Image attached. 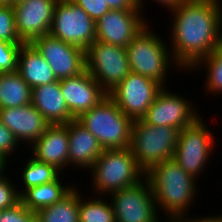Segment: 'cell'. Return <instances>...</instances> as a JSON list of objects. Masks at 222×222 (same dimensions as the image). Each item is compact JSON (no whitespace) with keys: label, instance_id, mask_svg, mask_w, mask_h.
Listing matches in <instances>:
<instances>
[{"label":"cell","instance_id":"cell-10","mask_svg":"<svg viewBox=\"0 0 222 222\" xmlns=\"http://www.w3.org/2000/svg\"><path fill=\"white\" fill-rule=\"evenodd\" d=\"M116 222H160L154 194L144 177L137 184L108 194Z\"/></svg>","mask_w":222,"mask_h":222},{"label":"cell","instance_id":"cell-40","mask_svg":"<svg viewBox=\"0 0 222 222\" xmlns=\"http://www.w3.org/2000/svg\"><path fill=\"white\" fill-rule=\"evenodd\" d=\"M0 5H10V0H0Z\"/></svg>","mask_w":222,"mask_h":222},{"label":"cell","instance_id":"cell-8","mask_svg":"<svg viewBox=\"0 0 222 222\" xmlns=\"http://www.w3.org/2000/svg\"><path fill=\"white\" fill-rule=\"evenodd\" d=\"M49 34L86 51L96 41V21L71 0H58Z\"/></svg>","mask_w":222,"mask_h":222},{"label":"cell","instance_id":"cell-19","mask_svg":"<svg viewBox=\"0 0 222 222\" xmlns=\"http://www.w3.org/2000/svg\"><path fill=\"white\" fill-rule=\"evenodd\" d=\"M69 154L68 166L76 169L86 168L94 164L103 152L98 139L88 131L77 119L68 122Z\"/></svg>","mask_w":222,"mask_h":222},{"label":"cell","instance_id":"cell-31","mask_svg":"<svg viewBox=\"0 0 222 222\" xmlns=\"http://www.w3.org/2000/svg\"><path fill=\"white\" fill-rule=\"evenodd\" d=\"M35 215L20 201L11 208L1 210L0 222H30Z\"/></svg>","mask_w":222,"mask_h":222},{"label":"cell","instance_id":"cell-18","mask_svg":"<svg viewBox=\"0 0 222 222\" xmlns=\"http://www.w3.org/2000/svg\"><path fill=\"white\" fill-rule=\"evenodd\" d=\"M29 148H32V157L35 160L53 165L62 172L64 167L68 168V123L50 124Z\"/></svg>","mask_w":222,"mask_h":222},{"label":"cell","instance_id":"cell-17","mask_svg":"<svg viewBox=\"0 0 222 222\" xmlns=\"http://www.w3.org/2000/svg\"><path fill=\"white\" fill-rule=\"evenodd\" d=\"M0 120L19 143L27 142L29 146L39 139L50 125L32 104L0 109Z\"/></svg>","mask_w":222,"mask_h":222},{"label":"cell","instance_id":"cell-30","mask_svg":"<svg viewBox=\"0 0 222 222\" xmlns=\"http://www.w3.org/2000/svg\"><path fill=\"white\" fill-rule=\"evenodd\" d=\"M7 174H0V210L11 208L21 201L16 184L12 183ZM10 180V181H9Z\"/></svg>","mask_w":222,"mask_h":222},{"label":"cell","instance_id":"cell-32","mask_svg":"<svg viewBox=\"0 0 222 222\" xmlns=\"http://www.w3.org/2000/svg\"><path fill=\"white\" fill-rule=\"evenodd\" d=\"M20 144L15 138L14 134L4 125L0 120V156L4 158L7 162L9 156H14V153L19 149ZM18 147V148H17Z\"/></svg>","mask_w":222,"mask_h":222},{"label":"cell","instance_id":"cell-7","mask_svg":"<svg viewBox=\"0 0 222 222\" xmlns=\"http://www.w3.org/2000/svg\"><path fill=\"white\" fill-rule=\"evenodd\" d=\"M204 121L199 117L192 125L179 131L173 156V160L195 178L201 175L210 155L212 156L213 150L215 151L212 131H209Z\"/></svg>","mask_w":222,"mask_h":222},{"label":"cell","instance_id":"cell-23","mask_svg":"<svg viewBox=\"0 0 222 222\" xmlns=\"http://www.w3.org/2000/svg\"><path fill=\"white\" fill-rule=\"evenodd\" d=\"M32 88L15 72L0 73V109L31 104Z\"/></svg>","mask_w":222,"mask_h":222},{"label":"cell","instance_id":"cell-34","mask_svg":"<svg viewBox=\"0 0 222 222\" xmlns=\"http://www.w3.org/2000/svg\"><path fill=\"white\" fill-rule=\"evenodd\" d=\"M111 10H142L137 0H103Z\"/></svg>","mask_w":222,"mask_h":222},{"label":"cell","instance_id":"cell-9","mask_svg":"<svg viewBox=\"0 0 222 222\" xmlns=\"http://www.w3.org/2000/svg\"><path fill=\"white\" fill-rule=\"evenodd\" d=\"M86 70L108 94L130 72L126 48L95 41L85 51Z\"/></svg>","mask_w":222,"mask_h":222},{"label":"cell","instance_id":"cell-26","mask_svg":"<svg viewBox=\"0 0 222 222\" xmlns=\"http://www.w3.org/2000/svg\"><path fill=\"white\" fill-rule=\"evenodd\" d=\"M79 190V222H116L114 209L103 196L93 197L83 201ZM106 201V202H105Z\"/></svg>","mask_w":222,"mask_h":222},{"label":"cell","instance_id":"cell-27","mask_svg":"<svg viewBox=\"0 0 222 222\" xmlns=\"http://www.w3.org/2000/svg\"><path fill=\"white\" fill-rule=\"evenodd\" d=\"M203 65V66H202ZM206 66V91L212 95L222 94V43L208 56L201 59L191 70Z\"/></svg>","mask_w":222,"mask_h":222},{"label":"cell","instance_id":"cell-6","mask_svg":"<svg viewBox=\"0 0 222 222\" xmlns=\"http://www.w3.org/2000/svg\"><path fill=\"white\" fill-rule=\"evenodd\" d=\"M179 131L171 126H154L134 120L130 150L139 168L146 173L154 165L173 159Z\"/></svg>","mask_w":222,"mask_h":222},{"label":"cell","instance_id":"cell-4","mask_svg":"<svg viewBox=\"0 0 222 222\" xmlns=\"http://www.w3.org/2000/svg\"><path fill=\"white\" fill-rule=\"evenodd\" d=\"M77 120L98 139L103 149L130 147L133 120L119 109L109 95Z\"/></svg>","mask_w":222,"mask_h":222},{"label":"cell","instance_id":"cell-38","mask_svg":"<svg viewBox=\"0 0 222 222\" xmlns=\"http://www.w3.org/2000/svg\"><path fill=\"white\" fill-rule=\"evenodd\" d=\"M207 2V1H215V0H182V2Z\"/></svg>","mask_w":222,"mask_h":222},{"label":"cell","instance_id":"cell-11","mask_svg":"<svg viewBox=\"0 0 222 222\" xmlns=\"http://www.w3.org/2000/svg\"><path fill=\"white\" fill-rule=\"evenodd\" d=\"M163 86L143 75L130 72L108 95L131 120L142 119Z\"/></svg>","mask_w":222,"mask_h":222},{"label":"cell","instance_id":"cell-28","mask_svg":"<svg viewBox=\"0 0 222 222\" xmlns=\"http://www.w3.org/2000/svg\"><path fill=\"white\" fill-rule=\"evenodd\" d=\"M13 5H0V39L10 43H24L16 31Z\"/></svg>","mask_w":222,"mask_h":222},{"label":"cell","instance_id":"cell-15","mask_svg":"<svg viewBox=\"0 0 222 222\" xmlns=\"http://www.w3.org/2000/svg\"><path fill=\"white\" fill-rule=\"evenodd\" d=\"M58 0H23L15 5L16 31L24 43L49 34Z\"/></svg>","mask_w":222,"mask_h":222},{"label":"cell","instance_id":"cell-39","mask_svg":"<svg viewBox=\"0 0 222 222\" xmlns=\"http://www.w3.org/2000/svg\"><path fill=\"white\" fill-rule=\"evenodd\" d=\"M30 222H42V220L38 217V215L36 214Z\"/></svg>","mask_w":222,"mask_h":222},{"label":"cell","instance_id":"cell-22","mask_svg":"<svg viewBox=\"0 0 222 222\" xmlns=\"http://www.w3.org/2000/svg\"><path fill=\"white\" fill-rule=\"evenodd\" d=\"M62 182L59 176L52 182L30 187L20 195L21 202L28 210L37 213L60 201L75 187L69 184L64 186Z\"/></svg>","mask_w":222,"mask_h":222},{"label":"cell","instance_id":"cell-2","mask_svg":"<svg viewBox=\"0 0 222 222\" xmlns=\"http://www.w3.org/2000/svg\"><path fill=\"white\" fill-rule=\"evenodd\" d=\"M145 177L150 182L157 209L163 210L159 213H166V219L188 215L196 197L198 179L186 173L173 159L154 165Z\"/></svg>","mask_w":222,"mask_h":222},{"label":"cell","instance_id":"cell-13","mask_svg":"<svg viewBox=\"0 0 222 222\" xmlns=\"http://www.w3.org/2000/svg\"><path fill=\"white\" fill-rule=\"evenodd\" d=\"M50 65L57 80L77 76L86 70L85 50L67 44L51 34L31 42Z\"/></svg>","mask_w":222,"mask_h":222},{"label":"cell","instance_id":"cell-24","mask_svg":"<svg viewBox=\"0 0 222 222\" xmlns=\"http://www.w3.org/2000/svg\"><path fill=\"white\" fill-rule=\"evenodd\" d=\"M36 214L42 222H79V190L74 187L60 201Z\"/></svg>","mask_w":222,"mask_h":222},{"label":"cell","instance_id":"cell-41","mask_svg":"<svg viewBox=\"0 0 222 222\" xmlns=\"http://www.w3.org/2000/svg\"><path fill=\"white\" fill-rule=\"evenodd\" d=\"M23 0H10V5H15Z\"/></svg>","mask_w":222,"mask_h":222},{"label":"cell","instance_id":"cell-33","mask_svg":"<svg viewBox=\"0 0 222 222\" xmlns=\"http://www.w3.org/2000/svg\"><path fill=\"white\" fill-rule=\"evenodd\" d=\"M76 5L84 9L91 19L97 21L111 9L103 0H71Z\"/></svg>","mask_w":222,"mask_h":222},{"label":"cell","instance_id":"cell-20","mask_svg":"<svg viewBox=\"0 0 222 222\" xmlns=\"http://www.w3.org/2000/svg\"><path fill=\"white\" fill-rule=\"evenodd\" d=\"M31 104L49 124H67L75 119L61 93L60 80L33 88Z\"/></svg>","mask_w":222,"mask_h":222},{"label":"cell","instance_id":"cell-35","mask_svg":"<svg viewBox=\"0 0 222 222\" xmlns=\"http://www.w3.org/2000/svg\"><path fill=\"white\" fill-rule=\"evenodd\" d=\"M173 222H222V214L221 215H212V216H206V217H202L200 216V218L198 217V219L195 218H191L187 215L184 216H179L176 218H173Z\"/></svg>","mask_w":222,"mask_h":222},{"label":"cell","instance_id":"cell-37","mask_svg":"<svg viewBox=\"0 0 222 222\" xmlns=\"http://www.w3.org/2000/svg\"><path fill=\"white\" fill-rule=\"evenodd\" d=\"M7 164L8 162L4 158H2V156H0V174H3L5 169H7Z\"/></svg>","mask_w":222,"mask_h":222},{"label":"cell","instance_id":"cell-25","mask_svg":"<svg viewBox=\"0 0 222 222\" xmlns=\"http://www.w3.org/2000/svg\"><path fill=\"white\" fill-rule=\"evenodd\" d=\"M25 160L26 162L23 164V169L21 170L23 189H21L20 186L18 190L20 195L30 187L52 182L56 180L60 174V176L63 175L55 166L35 160L32 156Z\"/></svg>","mask_w":222,"mask_h":222},{"label":"cell","instance_id":"cell-14","mask_svg":"<svg viewBox=\"0 0 222 222\" xmlns=\"http://www.w3.org/2000/svg\"><path fill=\"white\" fill-rule=\"evenodd\" d=\"M141 13V10L106 12L96 21V40L126 48L149 22Z\"/></svg>","mask_w":222,"mask_h":222},{"label":"cell","instance_id":"cell-29","mask_svg":"<svg viewBox=\"0 0 222 222\" xmlns=\"http://www.w3.org/2000/svg\"><path fill=\"white\" fill-rule=\"evenodd\" d=\"M22 44L0 39V73L17 71L18 55Z\"/></svg>","mask_w":222,"mask_h":222},{"label":"cell","instance_id":"cell-21","mask_svg":"<svg viewBox=\"0 0 222 222\" xmlns=\"http://www.w3.org/2000/svg\"><path fill=\"white\" fill-rule=\"evenodd\" d=\"M17 72L32 89L58 81L50 65L32 43L21 45Z\"/></svg>","mask_w":222,"mask_h":222},{"label":"cell","instance_id":"cell-5","mask_svg":"<svg viewBox=\"0 0 222 222\" xmlns=\"http://www.w3.org/2000/svg\"><path fill=\"white\" fill-rule=\"evenodd\" d=\"M161 39L159 34L155 35L150 30L148 22L126 47V51L131 72L151 78L165 87L168 67L172 64L177 69L179 67L170 53V45Z\"/></svg>","mask_w":222,"mask_h":222},{"label":"cell","instance_id":"cell-12","mask_svg":"<svg viewBox=\"0 0 222 222\" xmlns=\"http://www.w3.org/2000/svg\"><path fill=\"white\" fill-rule=\"evenodd\" d=\"M173 92L163 87L142 120L154 126H171L182 130L201 117L190 100Z\"/></svg>","mask_w":222,"mask_h":222},{"label":"cell","instance_id":"cell-42","mask_svg":"<svg viewBox=\"0 0 222 222\" xmlns=\"http://www.w3.org/2000/svg\"><path fill=\"white\" fill-rule=\"evenodd\" d=\"M164 220V221H163ZM160 222H173V219H163ZM166 220V221H165Z\"/></svg>","mask_w":222,"mask_h":222},{"label":"cell","instance_id":"cell-36","mask_svg":"<svg viewBox=\"0 0 222 222\" xmlns=\"http://www.w3.org/2000/svg\"><path fill=\"white\" fill-rule=\"evenodd\" d=\"M137 1L140 8L143 9L144 0H137ZM154 1H157V3H160V6L163 5L165 9L168 10H170L175 6H178L182 2V0H154Z\"/></svg>","mask_w":222,"mask_h":222},{"label":"cell","instance_id":"cell-16","mask_svg":"<svg viewBox=\"0 0 222 222\" xmlns=\"http://www.w3.org/2000/svg\"><path fill=\"white\" fill-rule=\"evenodd\" d=\"M60 88L75 119L95 107L108 95L87 70L77 76L60 80Z\"/></svg>","mask_w":222,"mask_h":222},{"label":"cell","instance_id":"cell-1","mask_svg":"<svg viewBox=\"0 0 222 222\" xmlns=\"http://www.w3.org/2000/svg\"><path fill=\"white\" fill-rule=\"evenodd\" d=\"M221 1H183L169 10L173 14L170 51L181 71H190L222 43Z\"/></svg>","mask_w":222,"mask_h":222},{"label":"cell","instance_id":"cell-3","mask_svg":"<svg viewBox=\"0 0 222 222\" xmlns=\"http://www.w3.org/2000/svg\"><path fill=\"white\" fill-rule=\"evenodd\" d=\"M90 169L91 188L93 194L97 193L95 197L104 198L108 193L133 186L145 177L130 148L104 149Z\"/></svg>","mask_w":222,"mask_h":222}]
</instances>
